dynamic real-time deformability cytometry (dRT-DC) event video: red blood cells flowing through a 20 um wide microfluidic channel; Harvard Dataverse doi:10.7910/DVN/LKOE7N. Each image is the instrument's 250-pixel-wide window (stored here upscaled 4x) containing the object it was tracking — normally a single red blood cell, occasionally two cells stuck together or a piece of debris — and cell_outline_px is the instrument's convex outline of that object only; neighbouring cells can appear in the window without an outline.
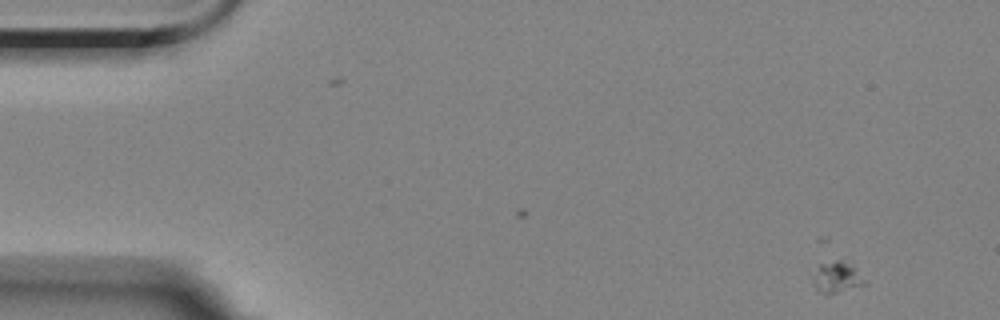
{"species": "Egyptian fruit bat (a non-hibernating species)", "species_latin": "Rousettus aegyptiacus", "temperature_condition": "room temperature", "stored_images_in_passage": 38, "camera_frame_rate_fps": 3000, "um_per_image_px": 0.085, "animal": {"sex": "female"}, "frame": {"image": 1, "passage_image": 1, "time_ms": 0.0, "image_size_px": [1000, 320], "cell_outline_px": [[868, 284], [828, 296], [816, 292], [812, 284], [808, 272], [820, 264], [836, 260], [840, 260], [856, 268], [868, 280]], "centroid_in_image_um": [71.06, 23.62], "position_along_channel_um": 13.9, "area_um2": 10.35}}
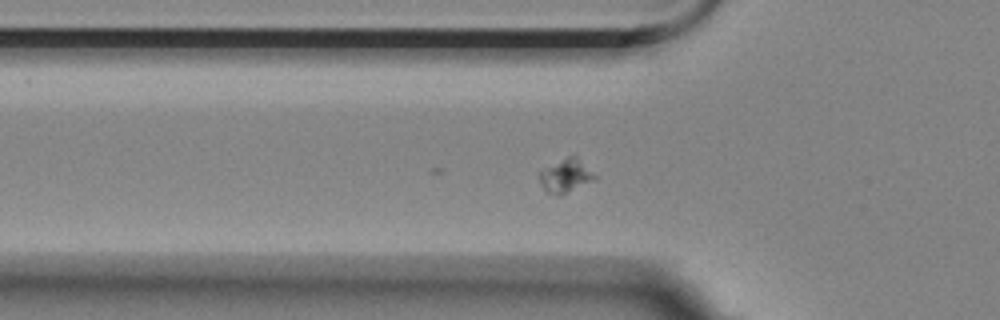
{"frame": {"image": 2, "passage_image": 16, "time_ms": 5.0, "image_size_px": [1000, 320], "cell_outline_px": [[596, 180], [560, 196], [556, 196], [548, 192], [540, 184], [536, 172], [568, 156], [576, 156], [596, 176]], "centroid_in_image_um": [48.04, 14.97], "position_along_channel_um": 77.8, "area_um2": 10.87}}
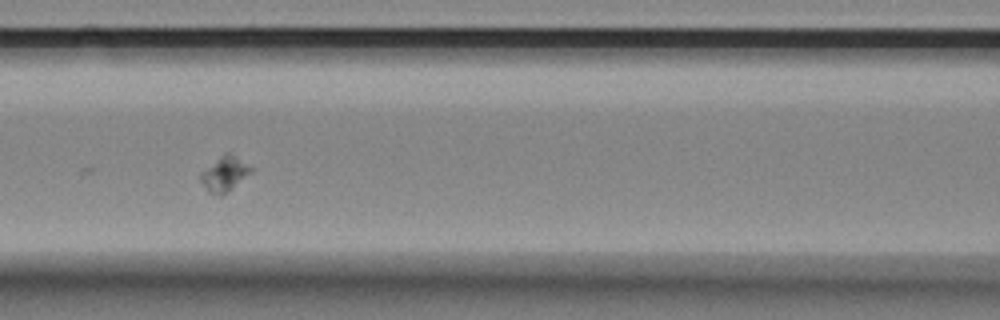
{"frame": {"image": 3, "passage_image": 22, "time_ms": 7.0, "image_size_px": [1000, 320], "cell_outline_px": [[256, 168], [252, 172], [220, 196], [208, 192], [200, 180], [200, 172], [224, 152], [228, 152]], "centroid_in_image_um": [19.09, 14.75], "position_along_channel_um": 147.5, "area_um2": 10.17}}